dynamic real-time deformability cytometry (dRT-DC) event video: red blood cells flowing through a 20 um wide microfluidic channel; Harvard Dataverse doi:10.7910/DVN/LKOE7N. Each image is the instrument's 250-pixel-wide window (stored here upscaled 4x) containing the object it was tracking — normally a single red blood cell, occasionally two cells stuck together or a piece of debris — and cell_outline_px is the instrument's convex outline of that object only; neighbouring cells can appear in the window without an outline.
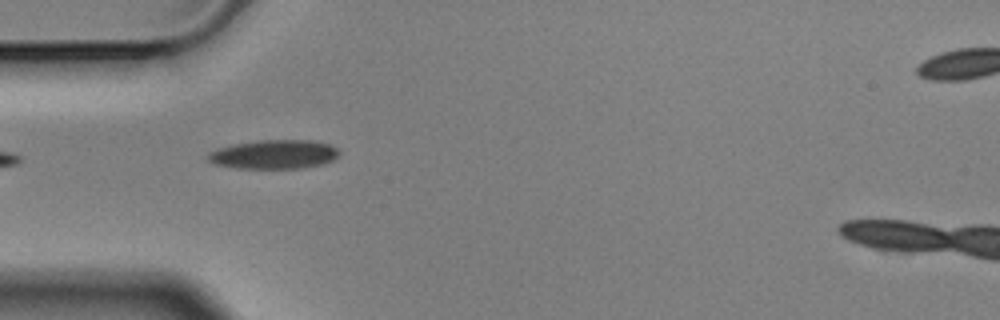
{"species": "Egyptian fruit bat (a non-hibernating species)", "species_latin": "Rousettus aegyptiacus", "temperature_condition": "cold", "stored_images_in_passage": 2, "camera_frame_rate_fps": 3000, "um_per_image_px": 0.085, "animal": {"sex": "male"}, "frame": {"image": 1, "passage_image": 1, "time_ms": 0.0, "image_size_px": [1000, 320], "cell_outline_px": [[340, 156], [336, 160], [324, 164], [300, 168], [236, 168], [216, 164], [208, 160], [208, 152], [216, 148], [232, 144], [260, 140], [308, 140], [328, 144], [336, 148], [340, 152]], "centroid_in_image_um": [23.31, 13.12], "position_along_channel_um": 61.7, "area_um2": 22.31}}
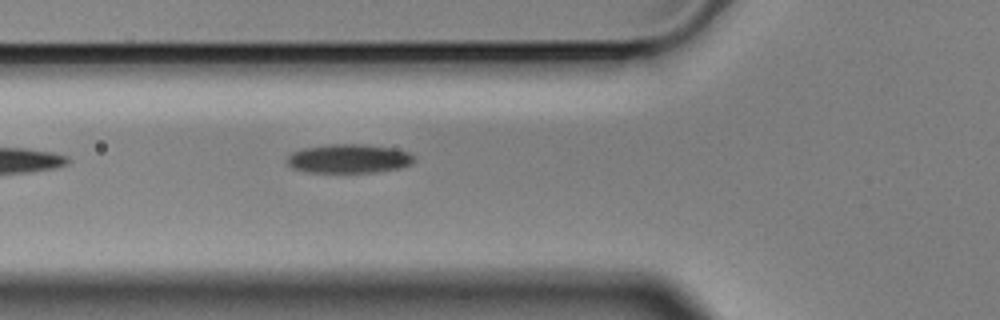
{"frame": {"image": 2, "passage_image": 2, "time_ms": 0.333, "image_size_px": [1000, 320], "cell_outline_px": [[416, 160], [412, 164], [400, 168], [380, 172], [308, 172], [292, 168], [284, 160], [292, 152], [304, 148], [332, 144], [360, 144], [392, 148], [408, 152], [416, 156]], "centroid_in_image_um": [29.67, 13.49], "position_along_channel_um": 96.1, "area_um2": 21.56}}